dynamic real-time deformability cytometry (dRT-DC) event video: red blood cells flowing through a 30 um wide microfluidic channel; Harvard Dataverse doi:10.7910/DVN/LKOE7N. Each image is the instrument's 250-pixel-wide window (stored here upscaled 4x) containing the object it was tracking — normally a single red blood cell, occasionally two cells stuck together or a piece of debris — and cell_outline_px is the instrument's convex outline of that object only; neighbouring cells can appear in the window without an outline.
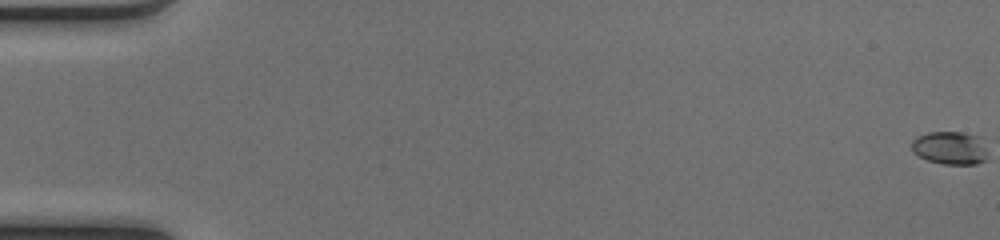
{"species": "common noctule bat (a hibernating species)", "species_latin": "Nyctalus noctula", "temperature_condition": "cold", "stored_images_in_passage": 53, "camera_frame_rate_fps": 3000, "um_per_image_px": 0.085, "animal": {"sex": "female", "body_mass_g": 17.0, "forearm_length_mm": 48.0}, "frame": {"image": 1, "passage_image": 1, "time_ms": 0.0, "image_size_px": [1000, 240], "cell_outline_px": [[984, 160], [976, 164], [948, 164], [928, 160], [920, 156], [912, 148], [912, 144], [920, 136], [932, 132], [956, 132], [968, 136]], "centroid_in_image_um": [80.53, 12.62], "position_along_channel_um": 4.5, "area_um2": 12.54}}
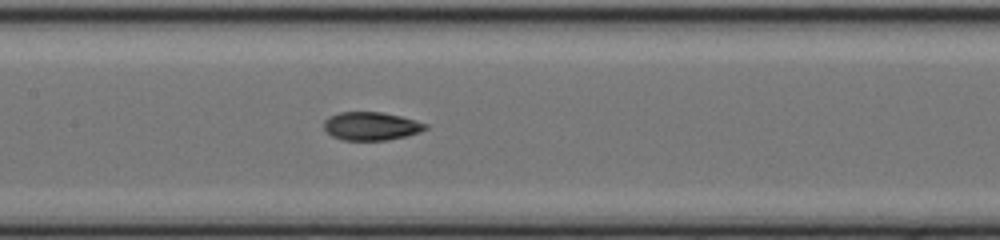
{"frame": {"image": 2, "passage_image": 27, "time_ms": 8.667, "image_size_px": [1000, 240], "cell_outline_px": [[428, 128], [404, 136], [384, 140], [344, 140], [332, 136], [324, 128], [324, 120], [340, 112], [380, 112], [400, 116], [424, 124]], "centroid_in_image_um": [31.48, 10.72], "position_along_channel_um": 175.9, "area_um2": 16.18}}
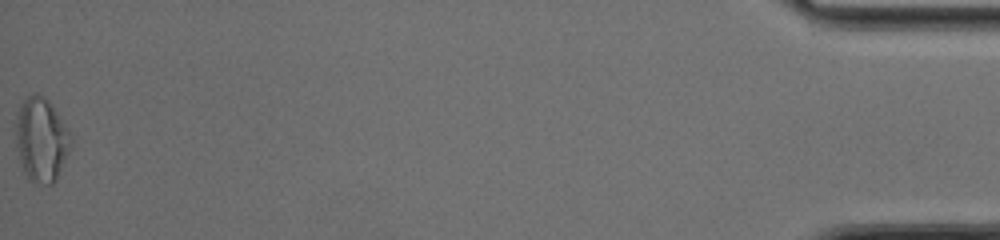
{"frame": {"image": 3, "passage_image": 53, "time_ms": 17.333, "image_size_px": [1000, 240], "cell_outline_px": [[68, 132], [64, 152], [56, 176], [52, 184], [48, 184], [32, 180], [28, 176], [24, 168], [20, 156], [20, 108], [24, 100], [28, 96], [36, 92], [52, 108]], "centroid_in_image_um": [3.49, 11.86], "position_along_channel_um": 431.7, "area_um2": 23.24}, "authors_computed_cell_mechanics": {"area_um2": 15.7794, "velocity_mm_per_s": 4.1093, "shape_relaxation_time_tau1_ms": null, "shape_relaxation_time_tau2_ms": 1.675, "deformation_change_tau1": null, "deformation_change_tau2": 0.073}}